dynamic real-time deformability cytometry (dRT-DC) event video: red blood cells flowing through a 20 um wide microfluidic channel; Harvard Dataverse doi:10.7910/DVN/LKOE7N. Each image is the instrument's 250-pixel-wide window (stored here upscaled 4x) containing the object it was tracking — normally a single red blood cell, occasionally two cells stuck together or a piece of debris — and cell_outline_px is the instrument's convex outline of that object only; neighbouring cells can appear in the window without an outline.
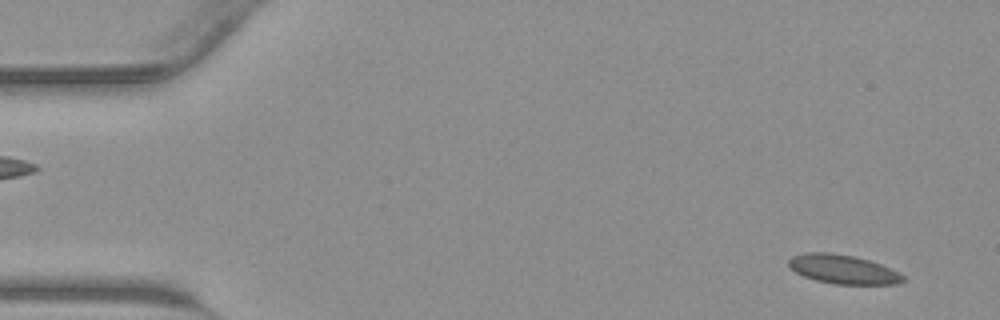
{"species": "common noctule bat (a hibernating species)", "species_latin": "Nyctalus noctula", "temperature_condition": "warm", "stored_images_in_passage": 45, "segment_of_instrument_passage": [1, 2], "camera_frame_rate_fps": 3000, "um_per_image_px": 0.085, "animal": {"sex": "male", "body_mass_g": 23.1, "forearm_length_mm": 52.7}, "frame": {"image": 1, "passage_image": 3, "time_ms": 0.667, "image_size_px": [1000, 320], "cell_outline_px": [[904, 280], [896, 284], [836, 284], [816, 280], [804, 276], [796, 272], [788, 264], [788, 260], [792, 256], [804, 252], [828, 252], [856, 256], [880, 264], [900, 272], [904, 276]], "centroid_in_image_um": [71.65, 22.88], "position_along_channel_um": 13.3, "area_um2": 19.31}}
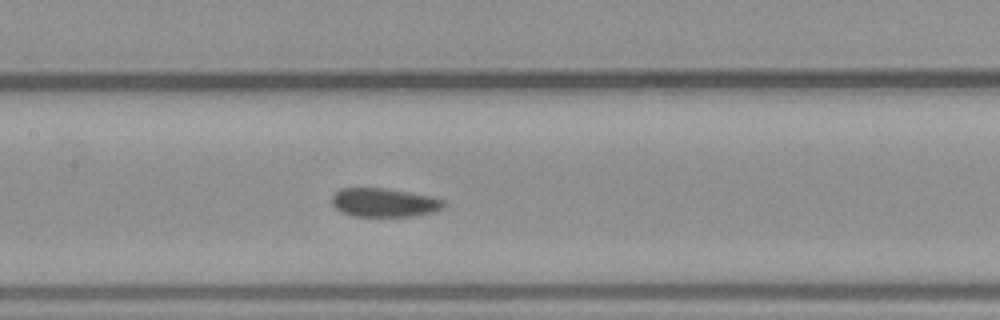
{"frame": {"image": 2, "passage_image": 21, "time_ms": 6.667, "image_size_px": [1000, 320], "cell_outline_px": [[444, 204], [436, 212], [412, 216], [352, 216], [340, 212], [332, 204], [332, 196], [340, 188], [388, 188], [432, 196], [444, 200]], "centroid_in_image_um": [32.64, 17.21], "position_along_channel_um": 174.8, "area_um2": 18.84}}
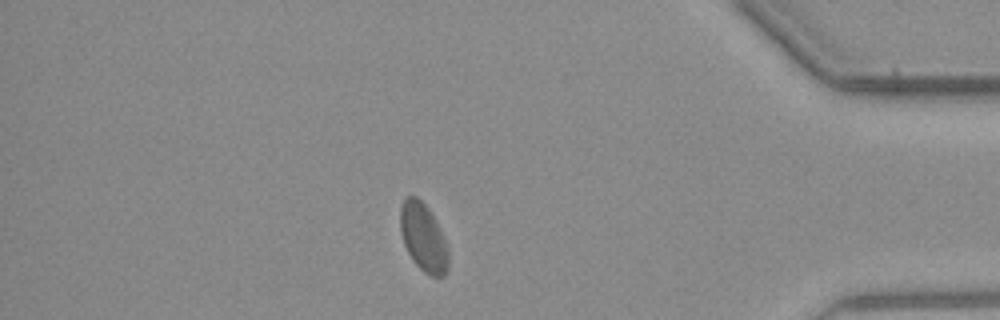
{"frame": {"image": 3, "passage_image": 38, "time_ms": 12.333, "image_size_px": [1000, 320], "cell_outline_px": [[448, 268], [444, 276], [432, 276], [424, 272], [412, 260], [404, 244], [400, 232], [400, 208], [404, 196], [416, 196], [428, 208], [448, 248]], "centroid_in_image_um": [35.95, 20.18], "position_along_channel_um": 399.3, "area_um2": 18.84}}